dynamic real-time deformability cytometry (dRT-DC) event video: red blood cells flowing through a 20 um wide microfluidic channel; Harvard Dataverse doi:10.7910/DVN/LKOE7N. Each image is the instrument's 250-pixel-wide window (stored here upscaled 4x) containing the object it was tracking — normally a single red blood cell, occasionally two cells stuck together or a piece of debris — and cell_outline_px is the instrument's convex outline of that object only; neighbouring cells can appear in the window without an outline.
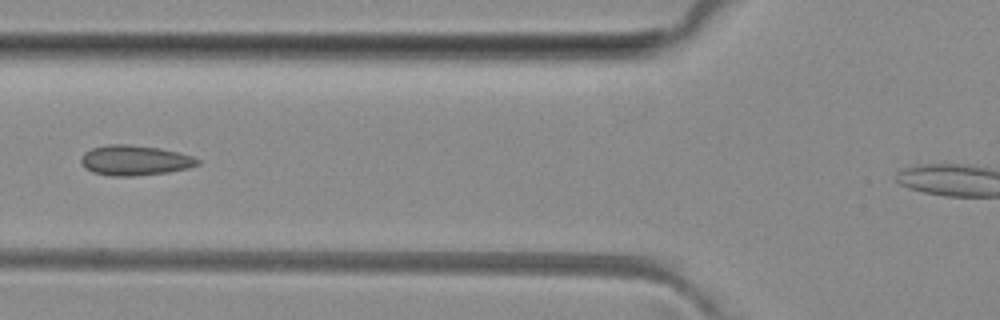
{"species": "common noctule bat (a hibernating species)", "species_latin": "Nyctalus noctula", "temperature_condition": "room temperature", "stored_images_in_passage": 5, "camera_frame_rate_fps": 3000, "um_per_image_px": 0.085, "animal": {"sex": "female", "body_mass_g": 29.2, "forearm_length_mm": 56.3}, "frame": {"image": 1, "passage_image": 5, "time_ms": 4.333, "image_size_px": [1000, 320], "cell_outline_px": [[200, 164], [188, 168], [168, 172], [136, 176], [112, 176], [92, 172], [84, 168], [80, 160], [84, 152], [92, 148], [108, 144], [128, 144], [160, 148], [192, 156], [200, 160]], "centroid_in_image_um": [11.44, 13.63], "position_along_channel_um": 114.4, "area_um2": 20.52}}